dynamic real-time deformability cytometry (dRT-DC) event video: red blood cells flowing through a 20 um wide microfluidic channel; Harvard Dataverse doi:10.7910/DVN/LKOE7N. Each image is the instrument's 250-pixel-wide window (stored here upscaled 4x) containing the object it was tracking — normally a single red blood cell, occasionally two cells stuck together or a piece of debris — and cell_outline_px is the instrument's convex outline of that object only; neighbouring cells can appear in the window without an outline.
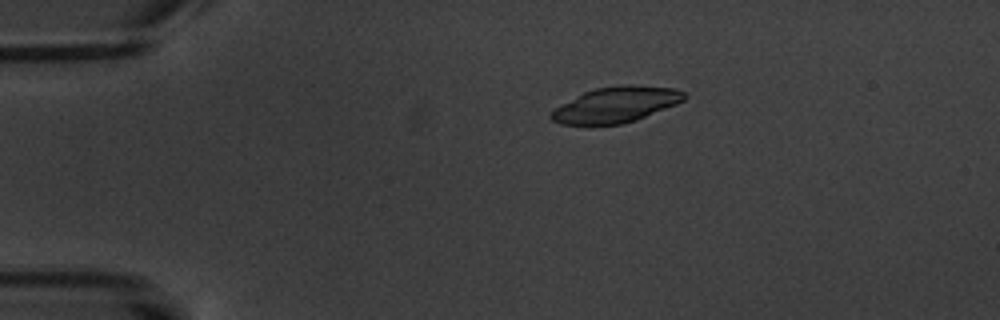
{"species": "common noctule bat (a hibernating species)", "species_latin": "Nyctalus noctula", "temperature_condition": "warm", "stored_images_in_passage": 6, "camera_frame_rate_fps": 3000, "um_per_image_px": 0.085, "animal": {"sex": "male", "body_mass_g": 20.1, "forearm_length_mm": 53.5}, "frame": {"image": 1, "passage_image": 3, "time_ms": 2.333, "image_size_px": [1000, 320], "cell_outline_px": [[688, 96], [684, 100], [676, 104], [636, 120], [620, 124], [560, 124], [552, 120], [548, 116], [556, 108], [584, 92], [596, 88], [624, 84], [628, 84], [676, 88], [684, 92]], "centroid_in_image_um": [52.4, 8.88], "position_along_channel_um": 32.6, "area_um2": 27.34}}
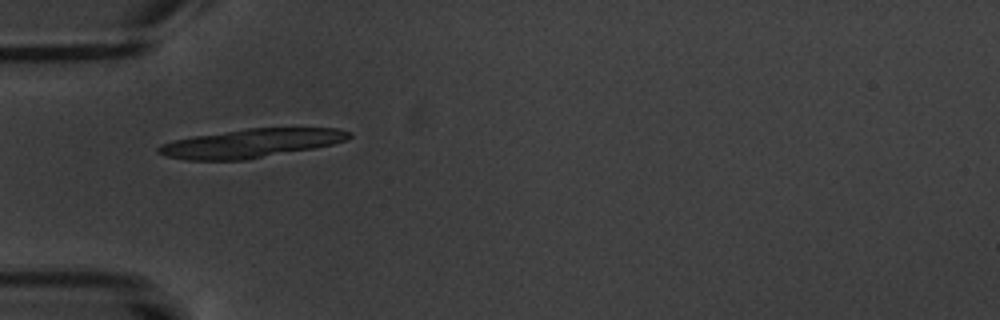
{"frame": {"image": 2, "passage_image": 5, "time_ms": 4.667, "image_size_px": [1000, 320], "cell_outline_px": [[352, 136], [348, 140], [332, 144], [312, 148], [248, 160], [188, 160], [164, 156], [156, 152], [156, 148], [160, 144], [192, 136], [248, 128], [340, 128], [352, 132]], "centroid_in_image_um": [21.34, 12.18], "position_along_channel_um": 63.7, "area_um2": 32.02}}